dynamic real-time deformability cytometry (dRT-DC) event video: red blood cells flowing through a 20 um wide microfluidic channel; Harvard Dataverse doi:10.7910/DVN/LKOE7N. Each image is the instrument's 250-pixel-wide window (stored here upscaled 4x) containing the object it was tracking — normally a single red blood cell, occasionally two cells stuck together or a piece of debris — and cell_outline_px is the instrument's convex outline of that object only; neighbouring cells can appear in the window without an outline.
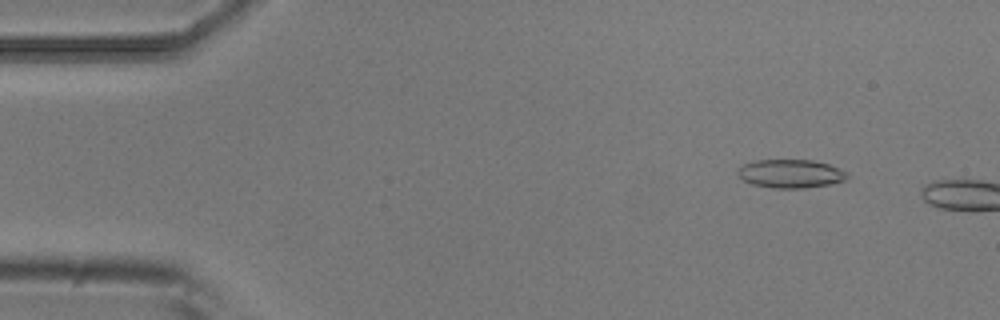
{"species": "common noctule bat (a hibernating species)", "species_latin": "Nyctalus noctula", "temperature_condition": "room temperature", "stored_images_in_passage": 3, "camera_frame_rate_fps": 3000, "um_per_image_px": 0.085, "animal": {"sex": "male", "body_mass_g": 20.5, "forearm_length_mm": 52.5}, "frame": {"image": 1, "passage_image": 2, "time_ms": 0.333, "image_size_px": [1000, 320], "cell_outline_px": [[848, 176], [844, 180], [828, 184], [804, 188], [772, 188], [752, 184], [744, 180], [736, 172], [744, 164], [756, 160], [812, 160], [828, 164], [848, 172]], "centroid_in_image_um": [67.2, 14.76], "position_along_channel_um": 17.8, "area_um2": 17.98}}